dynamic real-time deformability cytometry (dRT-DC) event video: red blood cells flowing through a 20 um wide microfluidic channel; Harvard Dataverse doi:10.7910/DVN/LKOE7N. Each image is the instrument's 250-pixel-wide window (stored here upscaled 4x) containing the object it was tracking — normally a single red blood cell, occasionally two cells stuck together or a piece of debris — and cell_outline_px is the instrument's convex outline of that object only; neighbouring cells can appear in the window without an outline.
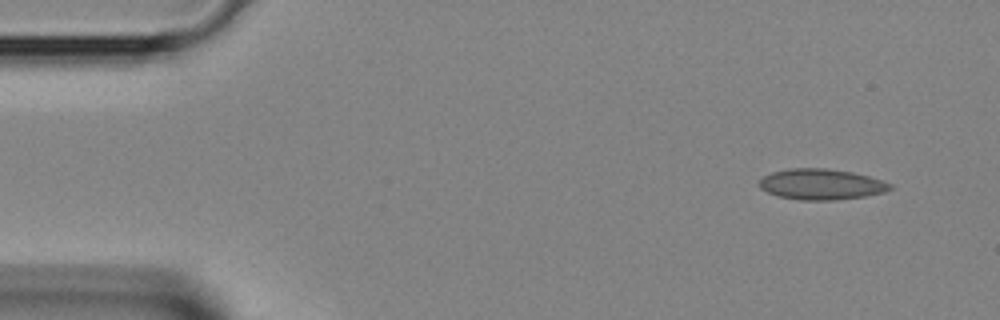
{"species": "Egyptian fruit bat (a non-hibernating species)", "species_latin": "Rousettus aegyptiacus", "temperature_condition": "room temperature", "stored_images_in_passage": 4, "segment_of_instrument_passage": [2, 2], "camera_frame_rate_fps": 3000, "um_per_image_px": 0.085, "animal": {"sex": "female"}, "frame": {"image": 1, "passage_image": 4, "time_ms": 1.0, "image_size_px": [1000, 320], "cell_outline_px": [[892, 188], [884, 192], [864, 196], [836, 200], [800, 200], [780, 196], [768, 192], [760, 188], [756, 184], [764, 176], [772, 172], [788, 168], [828, 168], [852, 172], [868, 176], [892, 184]], "centroid_in_image_um": [69.78, 15.66], "position_along_channel_um": 15.2, "area_um2": 23.41}}